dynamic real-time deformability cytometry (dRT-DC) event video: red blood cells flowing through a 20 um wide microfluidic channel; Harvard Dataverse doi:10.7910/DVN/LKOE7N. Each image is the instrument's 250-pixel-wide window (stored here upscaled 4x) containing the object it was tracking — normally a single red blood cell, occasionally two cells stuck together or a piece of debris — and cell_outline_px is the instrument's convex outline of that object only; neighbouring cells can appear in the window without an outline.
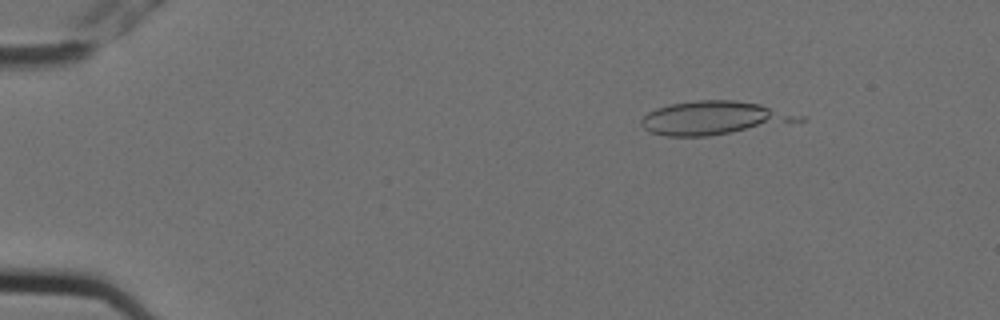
{"species": "Egyptian fruit bat (a non-hibernating species)", "species_latin": "Rousettus aegyptiacus", "temperature_condition": "cold", "stored_images_in_passage": 4, "camera_frame_rate_fps": 3000, "um_per_image_px": 0.085, "animal": {"sex": "female"}, "frame": {"image": 1, "passage_image": 3, "time_ms": 0.667, "image_size_px": [1000, 320], "cell_outline_px": [[776, 116], [756, 124], [732, 132], [708, 136], [664, 136], [652, 132], [644, 128], [640, 124], [640, 120], [648, 112], [656, 108], [668, 104], [700, 100], [736, 100], [760, 104], [768, 108]], "centroid_in_image_um": [59.88, 10.0], "position_along_channel_um": 25.1, "area_um2": 26.65}}